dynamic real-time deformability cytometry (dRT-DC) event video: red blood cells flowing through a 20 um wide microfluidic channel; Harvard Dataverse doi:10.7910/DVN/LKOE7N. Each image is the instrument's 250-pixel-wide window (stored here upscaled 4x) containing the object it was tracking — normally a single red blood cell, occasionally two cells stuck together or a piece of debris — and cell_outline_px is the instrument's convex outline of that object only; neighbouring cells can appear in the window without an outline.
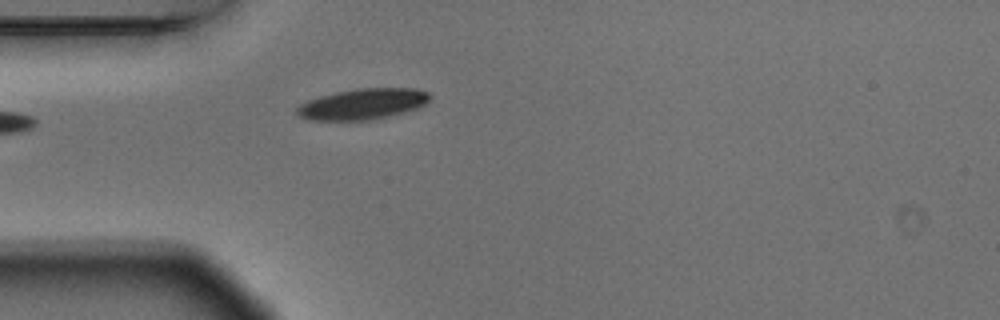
{"species": "Egyptian fruit bat (a non-hibernating species)", "species_latin": "Rousettus aegyptiacus", "temperature_condition": "warm", "stored_images_in_passage": 2, "camera_frame_rate_fps": 3000, "um_per_image_px": 0.085, "animal": {"sex": "male"}, "frame": {"image": 1, "passage_image": 2, "time_ms": 0.333, "image_size_px": [1000, 320], "cell_outline_px": [[432, 96], [424, 104], [416, 108], [404, 112], [368, 120], [308, 120], [300, 116], [296, 112], [296, 108], [300, 104], [308, 100], [320, 96], [336, 92], [360, 88], [416, 88], [428, 92]], "centroid_in_image_um": [30.82, 8.83], "position_along_channel_um": 54.2, "area_um2": 23.7}}